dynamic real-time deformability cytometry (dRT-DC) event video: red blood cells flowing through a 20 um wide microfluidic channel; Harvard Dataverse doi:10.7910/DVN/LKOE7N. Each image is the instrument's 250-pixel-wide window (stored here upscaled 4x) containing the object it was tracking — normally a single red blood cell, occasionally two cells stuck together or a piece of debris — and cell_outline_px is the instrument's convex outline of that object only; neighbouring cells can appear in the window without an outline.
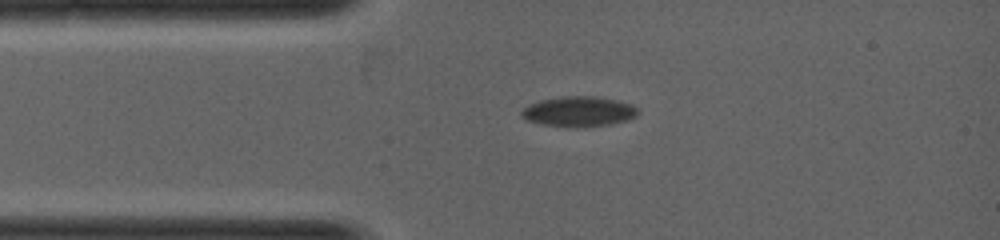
{"species": "common noctule bat (a hibernating species)", "species_latin": "Nyctalus noctula", "temperature_condition": "warm", "stored_images_in_passage": 31, "camera_frame_rate_fps": 5000, "um_per_image_px": 0.085, "animal": {"sex": "female", "body_mass_g": 19.0, "forearm_length_mm": 53.3}, "frame": {"image": 1, "passage_image": 1, "time_ms": 0.0, "image_size_px": [1000, 240], "cell_outline_px": [[640, 112], [636, 116], [628, 120], [612, 124], [572, 128], [540, 124], [528, 120], [520, 116], [520, 112], [528, 104], [540, 100], [564, 96], [596, 96], [616, 100], [632, 104]], "centroid_in_image_um": [49.19, 9.48], "position_along_channel_um": 35.8, "area_um2": 20.69}}
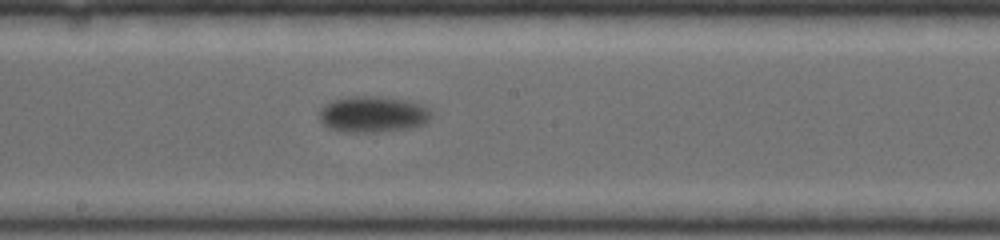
{"frame": {"image": 2, "passage_image": 13, "time_ms": 2.4, "image_size_px": [1000, 240], "cell_outline_px": [[432, 116], [424, 124], [412, 128], [372, 132], [348, 132], [328, 128], [316, 116], [320, 108], [324, 104], [332, 100], [352, 96], [380, 96], [408, 100], [424, 104], [432, 112]], "centroid_in_image_um": [31.69, 9.7], "position_along_channel_um": 216.5, "area_um2": 24.04}}
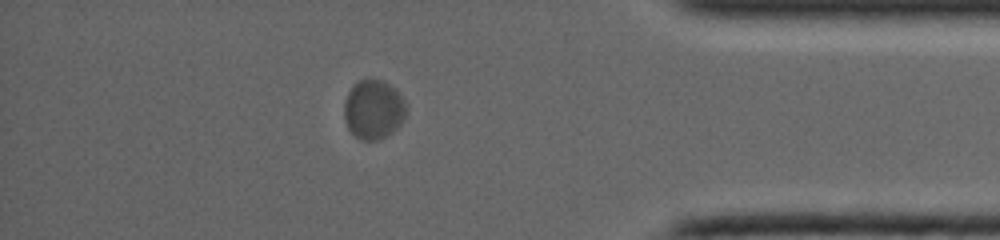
{"frame": {"image": 3, "passage_image": 26, "time_ms": 5.0, "image_size_px": [1000, 240], "cell_outline_px": [[408, 104], [404, 116], [400, 124], [392, 132], [380, 140], [360, 140], [348, 128], [344, 120], [344, 104], [348, 92], [360, 80], [368, 76], [384, 80]], "centroid_in_image_um": [31.74, 9.29], "position_along_channel_um": 403.5, "area_um2": 21.5}}